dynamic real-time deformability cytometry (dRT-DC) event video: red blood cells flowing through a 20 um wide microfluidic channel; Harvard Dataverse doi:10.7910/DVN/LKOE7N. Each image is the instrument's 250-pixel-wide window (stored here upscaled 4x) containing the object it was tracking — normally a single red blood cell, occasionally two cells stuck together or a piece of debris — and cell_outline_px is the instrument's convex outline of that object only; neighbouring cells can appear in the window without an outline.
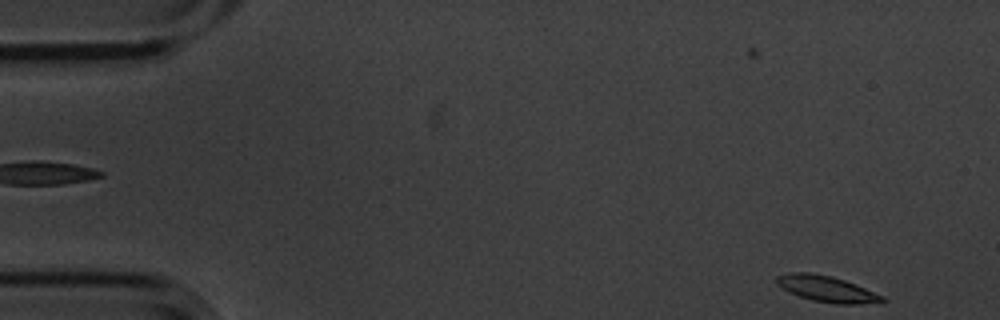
{"species": "common noctule bat (a hibernating species)", "species_latin": "Nyctalus noctula", "temperature_condition": "cold", "stored_images_in_passage": 5, "segment_of_instrument_passage": [2, 2], "camera_frame_rate_fps": 3000, "um_per_image_px": 0.085, "animal": {"sex": "male", "body_mass_g": 20.1, "forearm_length_mm": 53.5}, "frame": {"image": 1, "passage_image": 5, "time_ms": 1.333, "image_size_px": [1000, 320], "cell_outline_px": [[888, 300], [884, 304], [836, 304], [812, 300], [788, 292], [776, 284], [776, 276], [788, 272], [808, 272], [832, 276], [856, 284], [884, 296]], "centroid_in_image_um": [70.34, 24.57], "position_along_channel_um": 14.7, "area_um2": 16.42}}